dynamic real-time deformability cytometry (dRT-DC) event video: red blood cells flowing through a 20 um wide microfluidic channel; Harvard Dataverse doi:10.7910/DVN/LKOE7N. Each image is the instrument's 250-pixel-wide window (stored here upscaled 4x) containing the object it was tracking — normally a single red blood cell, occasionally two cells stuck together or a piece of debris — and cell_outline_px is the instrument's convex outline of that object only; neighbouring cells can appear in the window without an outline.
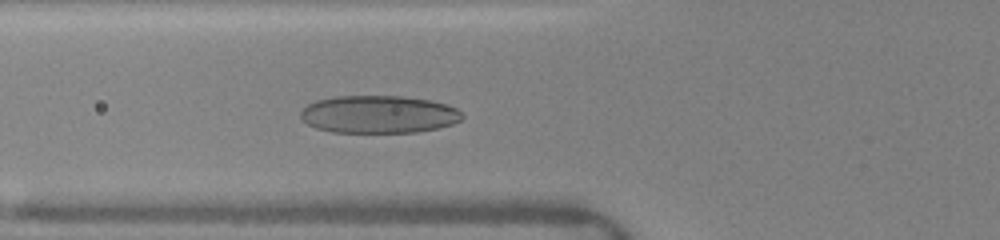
{"species": "human", "species_latin": "Homo sapiens", "temperature_condition": "warm", "stored_images_in_passage": 7, "camera_frame_rate_fps": 3000, "um_per_image_px": 0.085, "donor": {"sex": "female"}, "frame": {"image": 1, "passage_image": 7, "time_ms": 4.0, "image_size_px": [1000, 240], "cell_outline_px": [[464, 116], [460, 120], [452, 124], [440, 128], [416, 132], [332, 132], [316, 128], [308, 124], [300, 116], [300, 112], [308, 104], [316, 100], [336, 96], [400, 96], [432, 100], [448, 104], [456, 108]], "centroid_in_image_um": [32.21, 9.71], "position_along_channel_um": 93.6, "area_um2": 35.55}}